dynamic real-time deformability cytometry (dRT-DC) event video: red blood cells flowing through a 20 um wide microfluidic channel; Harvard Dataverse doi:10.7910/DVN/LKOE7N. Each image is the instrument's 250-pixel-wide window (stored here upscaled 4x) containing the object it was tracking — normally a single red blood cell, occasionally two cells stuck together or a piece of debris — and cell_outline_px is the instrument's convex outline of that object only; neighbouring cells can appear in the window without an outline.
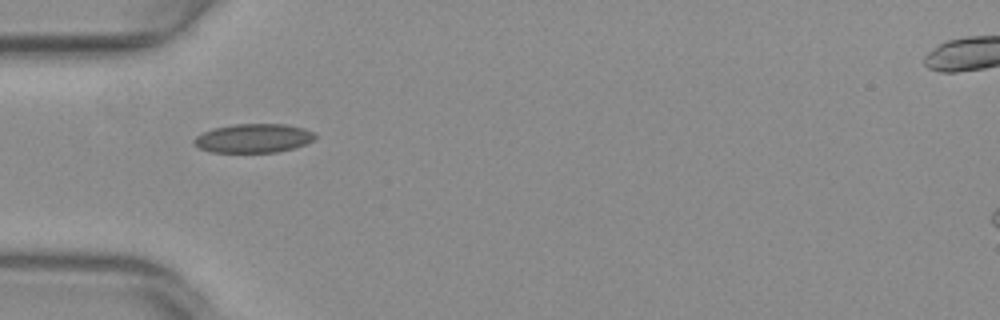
{"species": "common noctule bat (a hibernating species)", "species_latin": "Nyctalus noctula", "temperature_condition": "warm", "stored_images_in_passage": 31, "camera_frame_rate_fps": 3000, "um_per_image_px": 0.085, "animal": {"sex": "female", "body_mass_g": 29.2, "forearm_length_mm": 56.3}, "frame": {"image": 1, "passage_image": 1, "time_ms": 0.0, "image_size_px": [1000, 320], "cell_outline_px": [[316, 140], [292, 148], [276, 152], [212, 152], [200, 148], [192, 144], [192, 140], [196, 136], [212, 128], [236, 124], [288, 124], [304, 128], [316, 132]], "centroid_in_image_um": [21.56, 11.74], "position_along_channel_um": 63.4, "area_um2": 20.52}}
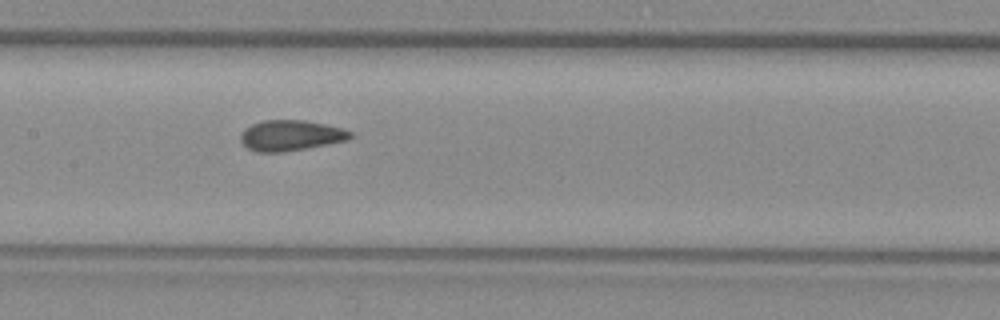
{"frame": {"image": 2, "passage_image": 10, "time_ms": 3.0, "image_size_px": [1000, 320], "cell_outline_px": [[352, 136], [348, 140], [284, 152], [256, 152], [248, 148], [240, 140], [240, 132], [244, 128], [252, 124], [264, 120], [304, 120], [324, 124], [340, 128], [352, 132]], "centroid_in_image_um": [24.66, 11.51], "position_along_channel_um": 182.7, "area_um2": 19.48}}
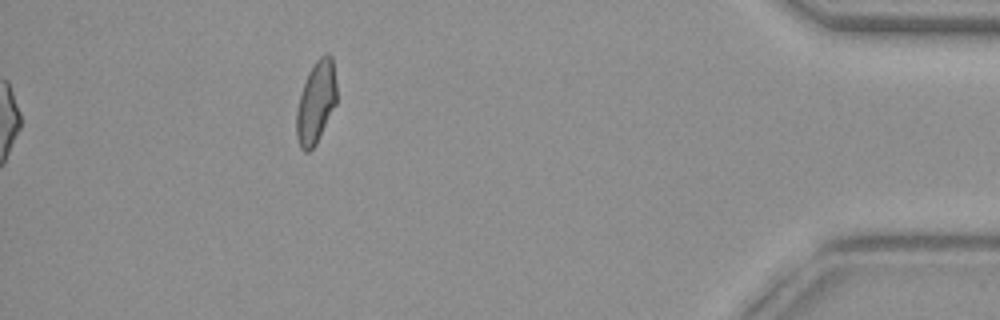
{"frame": {"image": 3, "passage_image": 31, "time_ms": 10.0, "image_size_px": [1000, 320], "cell_outline_px": [[336, 104], [316, 144], [308, 152], [304, 152], [300, 148], [296, 136], [296, 112], [300, 96], [308, 72], [316, 60], [324, 52], [328, 52], [332, 56], [336, 84]], "centroid_in_image_um": [26.86, 8.68], "position_along_channel_um": 408.3, "area_um2": 19.31}, "authors_computed_cell_mechanics": {"area_um2": 19.4208, "velocity_mm_per_s": 4.0136, "shape_relaxation_time_tau1_ms": null, "shape_relaxation_time_tau2_ms": 0.9961, "deformation_change_tau1": null, "deformation_change_tau2": 0.0687}}